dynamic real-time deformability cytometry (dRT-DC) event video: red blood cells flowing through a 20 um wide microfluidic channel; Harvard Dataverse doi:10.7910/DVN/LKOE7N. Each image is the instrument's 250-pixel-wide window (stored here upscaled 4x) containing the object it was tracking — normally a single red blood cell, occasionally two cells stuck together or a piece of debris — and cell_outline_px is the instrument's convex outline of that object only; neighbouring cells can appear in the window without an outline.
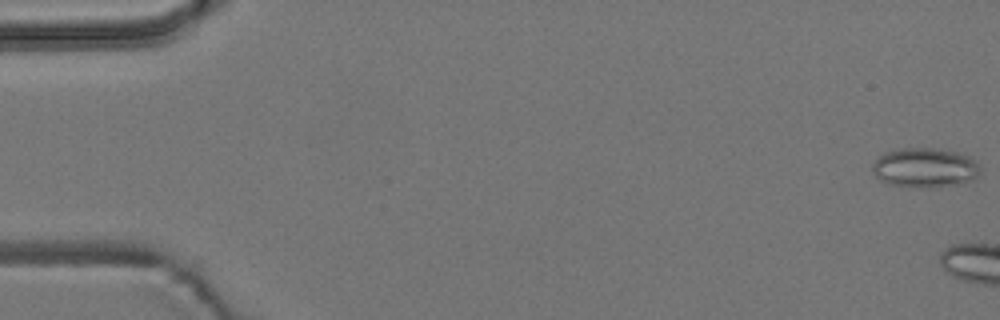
{"species": "common noctule bat (a hibernating species)", "species_latin": "Nyctalus noctula", "temperature_condition": "room temperature", "stored_images_in_passage": 5, "camera_frame_rate_fps": 3000, "um_per_image_px": 0.085, "animal": {"sex": "male", "body_mass_g": 19.2, "forearm_length_mm": 51.8}, "frame": {"image": 1, "passage_image": 1, "time_ms": 0.0, "image_size_px": [1000, 320], "cell_outline_px": [[980, 172], [972, 180], [964, 184], [936, 188], [924, 188], [888, 184], [880, 180], [872, 172], [872, 164], [884, 152], [900, 148], [936, 148], [956, 152], [968, 156], [980, 168]], "centroid_in_image_um": [78.6, 14.27], "position_along_channel_um": 6.4, "area_um2": 25.09}}